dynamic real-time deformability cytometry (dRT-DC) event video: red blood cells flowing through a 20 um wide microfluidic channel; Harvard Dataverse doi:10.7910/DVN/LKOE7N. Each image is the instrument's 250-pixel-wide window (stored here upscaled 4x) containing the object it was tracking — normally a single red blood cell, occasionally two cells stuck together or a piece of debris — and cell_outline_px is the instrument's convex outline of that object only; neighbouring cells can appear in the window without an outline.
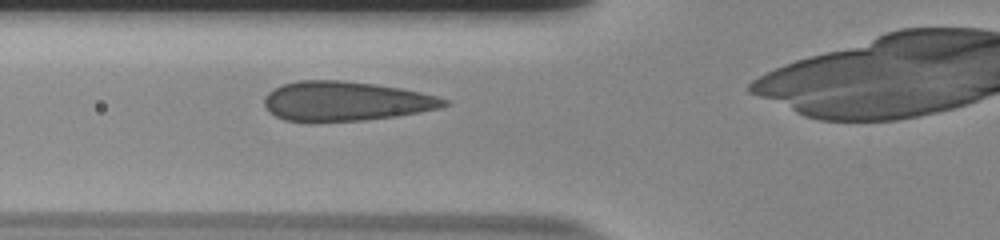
{"species": "human", "species_latin": "Homo sapiens", "temperature_condition": "room temperature", "stored_images_in_passage": 31, "camera_frame_rate_fps": 3000, "um_per_image_px": 0.085, "donor": {"sex": "male"}, "frame": {"image": 1, "passage_image": 4, "time_ms": 1.0, "image_size_px": [1000, 240], "cell_outline_px": [[448, 104], [440, 108], [400, 116], [364, 120], [316, 124], [308, 124], [284, 120], [276, 116], [264, 104], [264, 96], [268, 92], [284, 84], [300, 80], [340, 80], [376, 84], [400, 88], [420, 92], [436, 96], [448, 100]], "centroid_in_image_um": [29.36, 8.64], "position_along_channel_um": 96.4, "area_um2": 42.08}}
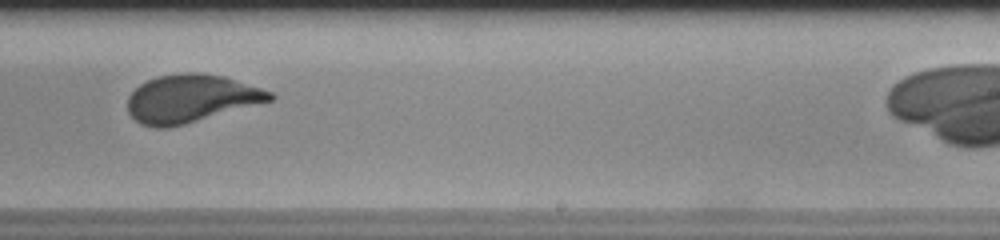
{"frame": {"image": 2, "passage_image": 18, "time_ms": 5.667, "image_size_px": [1000, 240], "cell_outline_px": [[276, 96], [272, 100], [184, 124], [168, 128], [156, 128], [140, 124], [128, 112], [128, 96], [140, 84], [148, 80], [160, 76], [184, 72], [196, 72], [224, 76], [272, 92]], "centroid_in_image_um": [16.2, 8.38], "position_along_channel_um": 272.8, "area_um2": 39.3}}
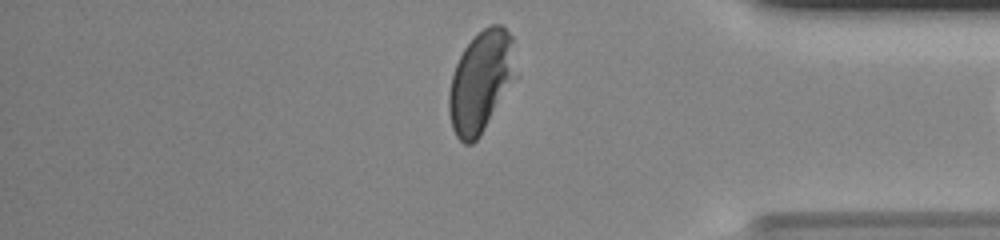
{"frame": {"image": 3, "passage_image": 29, "time_ms": 9.333, "image_size_px": [1000, 240], "cell_outline_px": [[516, 76], [480, 136], [472, 144], [464, 144], [456, 136], [452, 128], [448, 108], [448, 92], [452, 76], [456, 64], [464, 48], [484, 28], [492, 24], [500, 24], [512, 36]], "centroid_in_image_um": [40.85, 6.95], "position_along_channel_um": 394.3, "area_um2": 39.02}}